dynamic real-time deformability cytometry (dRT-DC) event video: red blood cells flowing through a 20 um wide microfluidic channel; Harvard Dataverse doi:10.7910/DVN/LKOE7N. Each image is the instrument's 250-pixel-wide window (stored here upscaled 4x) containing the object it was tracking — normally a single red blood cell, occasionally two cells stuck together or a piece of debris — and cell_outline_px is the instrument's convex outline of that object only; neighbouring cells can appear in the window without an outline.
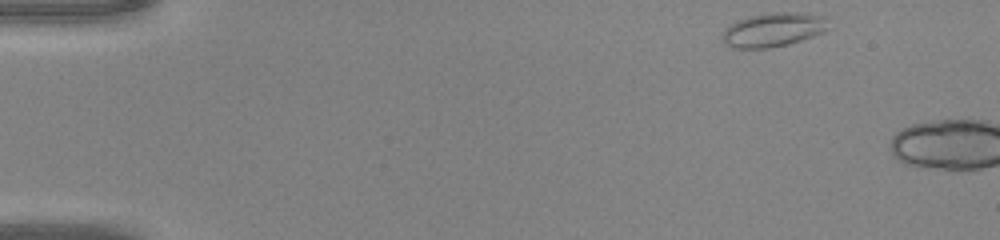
{"species": "common noctule bat (a hibernating species)", "species_latin": "Nyctalus noctula", "temperature_condition": "warm", "stored_images_in_passage": 4, "camera_frame_rate_fps": 3000, "um_per_image_px": 0.085, "animal": {"sex": "male", "body_mass_g": 20.0, "forearm_length_mm": 53.3}, "frame": {"image": 1, "passage_image": 1, "time_ms": 0.0, "image_size_px": [1000, 240], "cell_outline_px": [[832, 28], [824, 32], [788, 44], [768, 48], [732, 48], [724, 44], [720, 40], [720, 36], [724, 28], [728, 24], [736, 20], [748, 16], [768, 12], [808, 12], [824, 16]], "centroid_in_image_um": [65.7, 2.51], "position_along_channel_um": 19.3, "area_um2": 21.73}}